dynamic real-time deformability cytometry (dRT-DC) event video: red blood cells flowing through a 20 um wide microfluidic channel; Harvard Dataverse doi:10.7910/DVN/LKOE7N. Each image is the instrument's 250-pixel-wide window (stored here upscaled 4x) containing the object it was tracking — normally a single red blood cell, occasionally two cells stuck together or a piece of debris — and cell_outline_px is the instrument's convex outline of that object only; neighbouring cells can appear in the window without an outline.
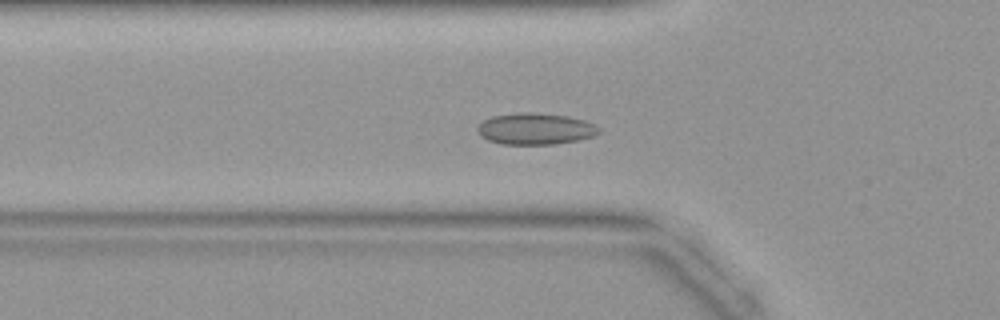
{"species": "common noctule bat (a hibernating species)", "species_latin": "Nyctalus noctula", "temperature_condition": "warm", "stored_images_in_passage": 45, "segment_of_instrument_passage": [1, 2], "camera_frame_rate_fps": 3000, "um_per_image_px": 0.085, "animal": {"sex": "female", "body_mass_g": 19.9}, "frame": {"image": 1, "passage_image": 15, "time_ms": 4.667, "image_size_px": [1000, 320], "cell_outline_px": [[600, 132], [592, 136], [576, 140], [552, 144], [504, 144], [488, 140], [480, 136], [476, 132], [476, 128], [484, 120], [492, 116], [520, 112], [532, 112], [568, 116], [584, 120], [596, 124], [600, 128]], "centroid_in_image_um": [45.49, 10.94], "position_along_channel_um": 80.3, "area_um2": 22.25}}
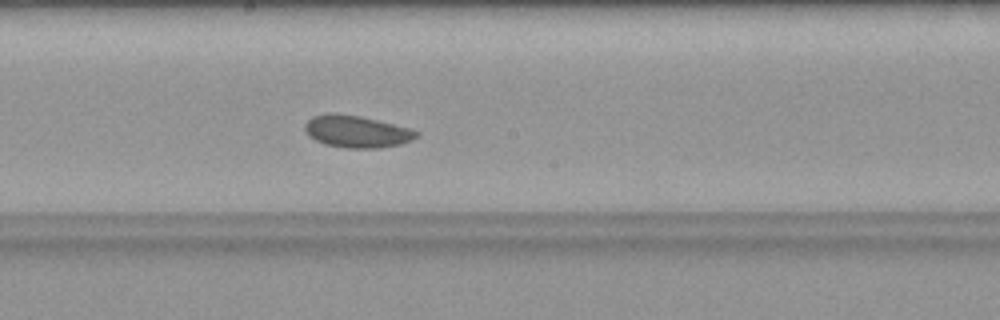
{"frame": {"image": 2, "passage_image": 24, "time_ms": 7.667, "image_size_px": [1000, 320], "cell_outline_px": [[420, 136], [412, 140], [400, 144], [380, 148], [348, 148], [324, 144], [308, 136], [304, 128], [304, 124], [312, 116], [328, 112], [360, 116], [408, 128], [420, 132]], "centroid_in_image_um": [30.3, 11.18], "position_along_channel_um": 217.9, "area_um2": 20.87}}
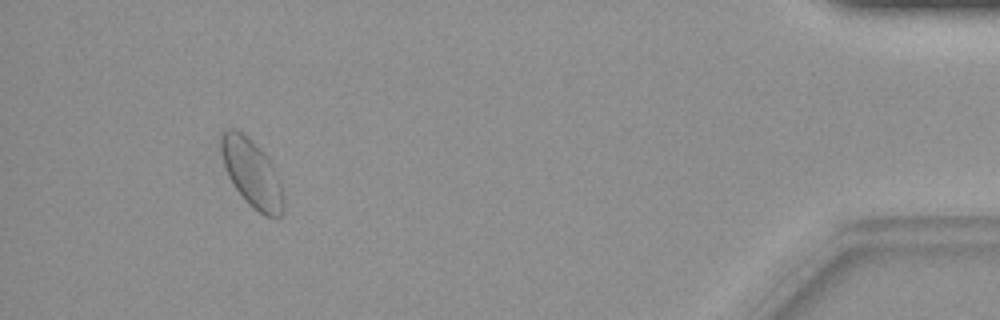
{"frame": {"image": 3, "passage_image": 41, "time_ms": 13.333, "image_size_px": [1000, 320], "cell_outline_px": [[284, 212], [276, 220], [264, 216], [252, 208], [244, 200], [232, 184], [228, 176], [220, 152], [220, 132], [228, 128], [236, 128], [252, 140], [272, 164], [280, 184], [284, 200]], "centroid_in_image_um": [21.39, 14.75], "position_along_channel_um": 413.8, "area_um2": 24.91}}